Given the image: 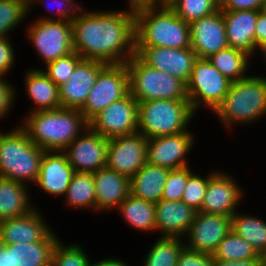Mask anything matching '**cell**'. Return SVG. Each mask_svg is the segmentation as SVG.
Instances as JSON below:
<instances>
[{
  "instance_id": "obj_13",
  "label": "cell",
  "mask_w": 266,
  "mask_h": 266,
  "mask_svg": "<svg viewBox=\"0 0 266 266\" xmlns=\"http://www.w3.org/2000/svg\"><path fill=\"white\" fill-rule=\"evenodd\" d=\"M109 139L89 126L64 150L74 172H96L107 164Z\"/></svg>"
},
{
  "instance_id": "obj_35",
  "label": "cell",
  "mask_w": 266,
  "mask_h": 266,
  "mask_svg": "<svg viewBox=\"0 0 266 266\" xmlns=\"http://www.w3.org/2000/svg\"><path fill=\"white\" fill-rule=\"evenodd\" d=\"M167 4L189 24L219 9V0H169Z\"/></svg>"
},
{
  "instance_id": "obj_3",
  "label": "cell",
  "mask_w": 266,
  "mask_h": 266,
  "mask_svg": "<svg viewBox=\"0 0 266 266\" xmlns=\"http://www.w3.org/2000/svg\"><path fill=\"white\" fill-rule=\"evenodd\" d=\"M135 46L184 49L191 47L190 24L166 3L134 11Z\"/></svg>"
},
{
  "instance_id": "obj_48",
  "label": "cell",
  "mask_w": 266,
  "mask_h": 266,
  "mask_svg": "<svg viewBox=\"0 0 266 266\" xmlns=\"http://www.w3.org/2000/svg\"><path fill=\"white\" fill-rule=\"evenodd\" d=\"M129 9L137 10L144 7L160 6L166 4L164 0H127Z\"/></svg>"
},
{
  "instance_id": "obj_52",
  "label": "cell",
  "mask_w": 266,
  "mask_h": 266,
  "mask_svg": "<svg viewBox=\"0 0 266 266\" xmlns=\"http://www.w3.org/2000/svg\"><path fill=\"white\" fill-rule=\"evenodd\" d=\"M263 10L266 12V3H265V6H264Z\"/></svg>"
},
{
  "instance_id": "obj_44",
  "label": "cell",
  "mask_w": 266,
  "mask_h": 266,
  "mask_svg": "<svg viewBox=\"0 0 266 266\" xmlns=\"http://www.w3.org/2000/svg\"><path fill=\"white\" fill-rule=\"evenodd\" d=\"M10 37L0 38V76L6 77L15 66L16 53Z\"/></svg>"
},
{
  "instance_id": "obj_36",
  "label": "cell",
  "mask_w": 266,
  "mask_h": 266,
  "mask_svg": "<svg viewBox=\"0 0 266 266\" xmlns=\"http://www.w3.org/2000/svg\"><path fill=\"white\" fill-rule=\"evenodd\" d=\"M28 15L25 0H0V38L9 37V33L17 29Z\"/></svg>"
},
{
  "instance_id": "obj_24",
  "label": "cell",
  "mask_w": 266,
  "mask_h": 266,
  "mask_svg": "<svg viewBox=\"0 0 266 266\" xmlns=\"http://www.w3.org/2000/svg\"><path fill=\"white\" fill-rule=\"evenodd\" d=\"M259 12L257 10H222L229 47L246 52L252 59L257 53L255 24Z\"/></svg>"
},
{
  "instance_id": "obj_22",
  "label": "cell",
  "mask_w": 266,
  "mask_h": 266,
  "mask_svg": "<svg viewBox=\"0 0 266 266\" xmlns=\"http://www.w3.org/2000/svg\"><path fill=\"white\" fill-rule=\"evenodd\" d=\"M40 211L36 207L26 215L1 221L0 244L40 241L51 230Z\"/></svg>"
},
{
  "instance_id": "obj_46",
  "label": "cell",
  "mask_w": 266,
  "mask_h": 266,
  "mask_svg": "<svg viewBox=\"0 0 266 266\" xmlns=\"http://www.w3.org/2000/svg\"><path fill=\"white\" fill-rule=\"evenodd\" d=\"M255 44L257 47V54L260 56V51L266 47V12L261 10L258 13L255 24Z\"/></svg>"
},
{
  "instance_id": "obj_10",
  "label": "cell",
  "mask_w": 266,
  "mask_h": 266,
  "mask_svg": "<svg viewBox=\"0 0 266 266\" xmlns=\"http://www.w3.org/2000/svg\"><path fill=\"white\" fill-rule=\"evenodd\" d=\"M130 92L126 63L107 64L98 74L84 106L79 110L89 122L96 114Z\"/></svg>"
},
{
  "instance_id": "obj_40",
  "label": "cell",
  "mask_w": 266,
  "mask_h": 266,
  "mask_svg": "<svg viewBox=\"0 0 266 266\" xmlns=\"http://www.w3.org/2000/svg\"><path fill=\"white\" fill-rule=\"evenodd\" d=\"M215 172L208 173L207 176H201L199 173L193 172L189 177L185 185L183 196L181 201L191 206L196 211L201 209L203 198L208 186L209 178Z\"/></svg>"
},
{
  "instance_id": "obj_41",
  "label": "cell",
  "mask_w": 266,
  "mask_h": 266,
  "mask_svg": "<svg viewBox=\"0 0 266 266\" xmlns=\"http://www.w3.org/2000/svg\"><path fill=\"white\" fill-rule=\"evenodd\" d=\"M194 172L189 166L170 170L164 185L161 200L178 201L182 199L188 177Z\"/></svg>"
},
{
  "instance_id": "obj_18",
  "label": "cell",
  "mask_w": 266,
  "mask_h": 266,
  "mask_svg": "<svg viewBox=\"0 0 266 266\" xmlns=\"http://www.w3.org/2000/svg\"><path fill=\"white\" fill-rule=\"evenodd\" d=\"M59 237L50 230L40 241L0 244V266H51Z\"/></svg>"
},
{
  "instance_id": "obj_51",
  "label": "cell",
  "mask_w": 266,
  "mask_h": 266,
  "mask_svg": "<svg viewBox=\"0 0 266 266\" xmlns=\"http://www.w3.org/2000/svg\"><path fill=\"white\" fill-rule=\"evenodd\" d=\"M260 52H261V56L260 57L264 59L265 65H266V47L263 48Z\"/></svg>"
},
{
  "instance_id": "obj_17",
  "label": "cell",
  "mask_w": 266,
  "mask_h": 266,
  "mask_svg": "<svg viewBox=\"0 0 266 266\" xmlns=\"http://www.w3.org/2000/svg\"><path fill=\"white\" fill-rule=\"evenodd\" d=\"M237 179L227 171L217 169L209 178L200 212L233 216L244 192Z\"/></svg>"
},
{
  "instance_id": "obj_15",
  "label": "cell",
  "mask_w": 266,
  "mask_h": 266,
  "mask_svg": "<svg viewBox=\"0 0 266 266\" xmlns=\"http://www.w3.org/2000/svg\"><path fill=\"white\" fill-rule=\"evenodd\" d=\"M136 55L148 66L188 83L197 55L189 48L135 46Z\"/></svg>"
},
{
  "instance_id": "obj_2",
  "label": "cell",
  "mask_w": 266,
  "mask_h": 266,
  "mask_svg": "<svg viewBox=\"0 0 266 266\" xmlns=\"http://www.w3.org/2000/svg\"><path fill=\"white\" fill-rule=\"evenodd\" d=\"M19 126L44 151H63L88 126L78 109L58 108L28 112Z\"/></svg>"
},
{
  "instance_id": "obj_16",
  "label": "cell",
  "mask_w": 266,
  "mask_h": 266,
  "mask_svg": "<svg viewBox=\"0 0 266 266\" xmlns=\"http://www.w3.org/2000/svg\"><path fill=\"white\" fill-rule=\"evenodd\" d=\"M231 231V217L198 211L184 236L185 247L198 252L210 253Z\"/></svg>"
},
{
  "instance_id": "obj_34",
  "label": "cell",
  "mask_w": 266,
  "mask_h": 266,
  "mask_svg": "<svg viewBox=\"0 0 266 266\" xmlns=\"http://www.w3.org/2000/svg\"><path fill=\"white\" fill-rule=\"evenodd\" d=\"M212 255L214 259L223 261L261 259L254 247L232 230L218 244Z\"/></svg>"
},
{
  "instance_id": "obj_8",
  "label": "cell",
  "mask_w": 266,
  "mask_h": 266,
  "mask_svg": "<svg viewBox=\"0 0 266 266\" xmlns=\"http://www.w3.org/2000/svg\"><path fill=\"white\" fill-rule=\"evenodd\" d=\"M230 85L231 81L208 58H197L186 84L187 97L194 113L204 106L214 112L228 93Z\"/></svg>"
},
{
  "instance_id": "obj_20",
  "label": "cell",
  "mask_w": 266,
  "mask_h": 266,
  "mask_svg": "<svg viewBox=\"0 0 266 266\" xmlns=\"http://www.w3.org/2000/svg\"><path fill=\"white\" fill-rule=\"evenodd\" d=\"M191 48L198 58L211 55L229 47L222 10L190 23Z\"/></svg>"
},
{
  "instance_id": "obj_30",
  "label": "cell",
  "mask_w": 266,
  "mask_h": 266,
  "mask_svg": "<svg viewBox=\"0 0 266 266\" xmlns=\"http://www.w3.org/2000/svg\"><path fill=\"white\" fill-rule=\"evenodd\" d=\"M252 57L246 52L227 47L211 55L208 60L231 82L247 77ZM247 71V72H246Z\"/></svg>"
},
{
  "instance_id": "obj_27",
  "label": "cell",
  "mask_w": 266,
  "mask_h": 266,
  "mask_svg": "<svg viewBox=\"0 0 266 266\" xmlns=\"http://www.w3.org/2000/svg\"><path fill=\"white\" fill-rule=\"evenodd\" d=\"M29 188L12 179L0 177V222L26 215L35 208Z\"/></svg>"
},
{
  "instance_id": "obj_14",
  "label": "cell",
  "mask_w": 266,
  "mask_h": 266,
  "mask_svg": "<svg viewBox=\"0 0 266 266\" xmlns=\"http://www.w3.org/2000/svg\"><path fill=\"white\" fill-rule=\"evenodd\" d=\"M195 138L193 132L187 130L147 139V163L169 170L190 166L186 157L194 147Z\"/></svg>"
},
{
  "instance_id": "obj_5",
  "label": "cell",
  "mask_w": 266,
  "mask_h": 266,
  "mask_svg": "<svg viewBox=\"0 0 266 266\" xmlns=\"http://www.w3.org/2000/svg\"><path fill=\"white\" fill-rule=\"evenodd\" d=\"M15 126L0 135V177L34 185L45 151L35 145L18 124Z\"/></svg>"
},
{
  "instance_id": "obj_26",
  "label": "cell",
  "mask_w": 266,
  "mask_h": 266,
  "mask_svg": "<svg viewBox=\"0 0 266 266\" xmlns=\"http://www.w3.org/2000/svg\"><path fill=\"white\" fill-rule=\"evenodd\" d=\"M31 68L25 72L23 80L25 95H27V98H29L34 105L29 112L60 108L58 86L42 69Z\"/></svg>"
},
{
  "instance_id": "obj_6",
  "label": "cell",
  "mask_w": 266,
  "mask_h": 266,
  "mask_svg": "<svg viewBox=\"0 0 266 266\" xmlns=\"http://www.w3.org/2000/svg\"><path fill=\"white\" fill-rule=\"evenodd\" d=\"M196 114L189 100H149L138 102V132L147 139L175 135L188 129Z\"/></svg>"
},
{
  "instance_id": "obj_25",
  "label": "cell",
  "mask_w": 266,
  "mask_h": 266,
  "mask_svg": "<svg viewBox=\"0 0 266 266\" xmlns=\"http://www.w3.org/2000/svg\"><path fill=\"white\" fill-rule=\"evenodd\" d=\"M96 192V211L117 209L130 194V179L107 167L93 172Z\"/></svg>"
},
{
  "instance_id": "obj_1",
  "label": "cell",
  "mask_w": 266,
  "mask_h": 266,
  "mask_svg": "<svg viewBox=\"0 0 266 266\" xmlns=\"http://www.w3.org/2000/svg\"><path fill=\"white\" fill-rule=\"evenodd\" d=\"M71 25L73 50L83 59L122 64L136 54L134 10L83 9Z\"/></svg>"
},
{
  "instance_id": "obj_28",
  "label": "cell",
  "mask_w": 266,
  "mask_h": 266,
  "mask_svg": "<svg viewBox=\"0 0 266 266\" xmlns=\"http://www.w3.org/2000/svg\"><path fill=\"white\" fill-rule=\"evenodd\" d=\"M170 170L146 163L130 178V194L153 203L161 200Z\"/></svg>"
},
{
  "instance_id": "obj_38",
  "label": "cell",
  "mask_w": 266,
  "mask_h": 266,
  "mask_svg": "<svg viewBox=\"0 0 266 266\" xmlns=\"http://www.w3.org/2000/svg\"><path fill=\"white\" fill-rule=\"evenodd\" d=\"M83 58L75 51L47 63L43 72L57 85L66 83Z\"/></svg>"
},
{
  "instance_id": "obj_49",
  "label": "cell",
  "mask_w": 266,
  "mask_h": 266,
  "mask_svg": "<svg viewBox=\"0 0 266 266\" xmlns=\"http://www.w3.org/2000/svg\"><path fill=\"white\" fill-rule=\"evenodd\" d=\"M90 266H130L125 262L124 260H121L119 258L115 257H109V258H104L102 260H97V262H92L90 263Z\"/></svg>"
},
{
  "instance_id": "obj_19",
  "label": "cell",
  "mask_w": 266,
  "mask_h": 266,
  "mask_svg": "<svg viewBox=\"0 0 266 266\" xmlns=\"http://www.w3.org/2000/svg\"><path fill=\"white\" fill-rule=\"evenodd\" d=\"M107 64L92 59H82L66 83L58 86L61 108L80 110L89 96L100 71Z\"/></svg>"
},
{
  "instance_id": "obj_4",
  "label": "cell",
  "mask_w": 266,
  "mask_h": 266,
  "mask_svg": "<svg viewBox=\"0 0 266 266\" xmlns=\"http://www.w3.org/2000/svg\"><path fill=\"white\" fill-rule=\"evenodd\" d=\"M225 128L258 122L266 116V77L248 75L231 82L228 93L213 112ZM251 123V124H250Z\"/></svg>"
},
{
  "instance_id": "obj_12",
  "label": "cell",
  "mask_w": 266,
  "mask_h": 266,
  "mask_svg": "<svg viewBox=\"0 0 266 266\" xmlns=\"http://www.w3.org/2000/svg\"><path fill=\"white\" fill-rule=\"evenodd\" d=\"M147 138L140 132L109 139L106 167L133 177L147 163Z\"/></svg>"
},
{
  "instance_id": "obj_32",
  "label": "cell",
  "mask_w": 266,
  "mask_h": 266,
  "mask_svg": "<svg viewBox=\"0 0 266 266\" xmlns=\"http://www.w3.org/2000/svg\"><path fill=\"white\" fill-rule=\"evenodd\" d=\"M238 211L231 216V230L250 243L261 256L266 251V222Z\"/></svg>"
},
{
  "instance_id": "obj_7",
  "label": "cell",
  "mask_w": 266,
  "mask_h": 266,
  "mask_svg": "<svg viewBox=\"0 0 266 266\" xmlns=\"http://www.w3.org/2000/svg\"><path fill=\"white\" fill-rule=\"evenodd\" d=\"M131 95L137 102L188 100L186 84L172 75L145 64L136 54L127 62Z\"/></svg>"
},
{
  "instance_id": "obj_21",
  "label": "cell",
  "mask_w": 266,
  "mask_h": 266,
  "mask_svg": "<svg viewBox=\"0 0 266 266\" xmlns=\"http://www.w3.org/2000/svg\"><path fill=\"white\" fill-rule=\"evenodd\" d=\"M74 169L63 151H45L40 163V173L34 186L55 197H64Z\"/></svg>"
},
{
  "instance_id": "obj_39",
  "label": "cell",
  "mask_w": 266,
  "mask_h": 266,
  "mask_svg": "<svg viewBox=\"0 0 266 266\" xmlns=\"http://www.w3.org/2000/svg\"><path fill=\"white\" fill-rule=\"evenodd\" d=\"M47 1V4L44 3ZM75 0H31L30 2H28V14H30V12L33 11V8L36 4L40 3L45 5V8L48 7V11L50 10L49 13L51 12V7L50 5H54L53 7L55 8V5H57V12L53 11L55 14L54 16L57 15V17H52L51 15L49 16V14L47 16H40L39 18L35 19V20H65V21H69L72 22L77 16L78 14L84 9L83 6H81L80 3L77 4V2ZM36 3V4H35ZM55 3V4H54ZM57 3V4H56ZM83 7V8H82ZM53 8V9H54ZM55 10V9H54Z\"/></svg>"
},
{
  "instance_id": "obj_37",
  "label": "cell",
  "mask_w": 266,
  "mask_h": 266,
  "mask_svg": "<svg viewBox=\"0 0 266 266\" xmlns=\"http://www.w3.org/2000/svg\"><path fill=\"white\" fill-rule=\"evenodd\" d=\"M78 243L65 244L60 239L52 253L51 266H90L91 258Z\"/></svg>"
},
{
  "instance_id": "obj_45",
  "label": "cell",
  "mask_w": 266,
  "mask_h": 266,
  "mask_svg": "<svg viewBox=\"0 0 266 266\" xmlns=\"http://www.w3.org/2000/svg\"><path fill=\"white\" fill-rule=\"evenodd\" d=\"M266 0H219V8L227 11L263 10Z\"/></svg>"
},
{
  "instance_id": "obj_42",
  "label": "cell",
  "mask_w": 266,
  "mask_h": 266,
  "mask_svg": "<svg viewBox=\"0 0 266 266\" xmlns=\"http://www.w3.org/2000/svg\"><path fill=\"white\" fill-rule=\"evenodd\" d=\"M6 80V77L0 76V120L8 117L12 109V105H14V101H16L17 91L15 86Z\"/></svg>"
},
{
  "instance_id": "obj_31",
  "label": "cell",
  "mask_w": 266,
  "mask_h": 266,
  "mask_svg": "<svg viewBox=\"0 0 266 266\" xmlns=\"http://www.w3.org/2000/svg\"><path fill=\"white\" fill-rule=\"evenodd\" d=\"M73 209L96 211V192L92 172H74L64 196Z\"/></svg>"
},
{
  "instance_id": "obj_47",
  "label": "cell",
  "mask_w": 266,
  "mask_h": 266,
  "mask_svg": "<svg viewBox=\"0 0 266 266\" xmlns=\"http://www.w3.org/2000/svg\"><path fill=\"white\" fill-rule=\"evenodd\" d=\"M213 266H262L261 259L223 261L214 259Z\"/></svg>"
},
{
  "instance_id": "obj_33",
  "label": "cell",
  "mask_w": 266,
  "mask_h": 266,
  "mask_svg": "<svg viewBox=\"0 0 266 266\" xmlns=\"http://www.w3.org/2000/svg\"><path fill=\"white\" fill-rule=\"evenodd\" d=\"M146 252L142 266H177L181 251L185 248L184 238L158 237Z\"/></svg>"
},
{
  "instance_id": "obj_9",
  "label": "cell",
  "mask_w": 266,
  "mask_h": 266,
  "mask_svg": "<svg viewBox=\"0 0 266 266\" xmlns=\"http://www.w3.org/2000/svg\"><path fill=\"white\" fill-rule=\"evenodd\" d=\"M25 33L37 56L47 63L64 57L73 50L72 25L65 20H34Z\"/></svg>"
},
{
  "instance_id": "obj_50",
  "label": "cell",
  "mask_w": 266,
  "mask_h": 266,
  "mask_svg": "<svg viewBox=\"0 0 266 266\" xmlns=\"http://www.w3.org/2000/svg\"><path fill=\"white\" fill-rule=\"evenodd\" d=\"M261 264L266 266V251L261 255Z\"/></svg>"
},
{
  "instance_id": "obj_43",
  "label": "cell",
  "mask_w": 266,
  "mask_h": 266,
  "mask_svg": "<svg viewBox=\"0 0 266 266\" xmlns=\"http://www.w3.org/2000/svg\"><path fill=\"white\" fill-rule=\"evenodd\" d=\"M214 258L210 253H203L184 248L179 256L177 266H213Z\"/></svg>"
},
{
  "instance_id": "obj_23",
  "label": "cell",
  "mask_w": 266,
  "mask_h": 266,
  "mask_svg": "<svg viewBox=\"0 0 266 266\" xmlns=\"http://www.w3.org/2000/svg\"><path fill=\"white\" fill-rule=\"evenodd\" d=\"M197 212L181 200H160L155 203L156 231L160 237L183 238Z\"/></svg>"
},
{
  "instance_id": "obj_29",
  "label": "cell",
  "mask_w": 266,
  "mask_h": 266,
  "mask_svg": "<svg viewBox=\"0 0 266 266\" xmlns=\"http://www.w3.org/2000/svg\"><path fill=\"white\" fill-rule=\"evenodd\" d=\"M116 210L134 230L156 232L155 203L129 194Z\"/></svg>"
},
{
  "instance_id": "obj_11",
  "label": "cell",
  "mask_w": 266,
  "mask_h": 266,
  "mask_svg": "<svg viewBox=\"0 0 266 266\" xmlns=\"http://www.w3.org/2000/svg\"><path fill=\"white\" fill-rule=\"evenodd\" d=\"M138 102L129 92L96 114L89 127L107 139L138 132Z\"/></svg>"
}]
</instances>
